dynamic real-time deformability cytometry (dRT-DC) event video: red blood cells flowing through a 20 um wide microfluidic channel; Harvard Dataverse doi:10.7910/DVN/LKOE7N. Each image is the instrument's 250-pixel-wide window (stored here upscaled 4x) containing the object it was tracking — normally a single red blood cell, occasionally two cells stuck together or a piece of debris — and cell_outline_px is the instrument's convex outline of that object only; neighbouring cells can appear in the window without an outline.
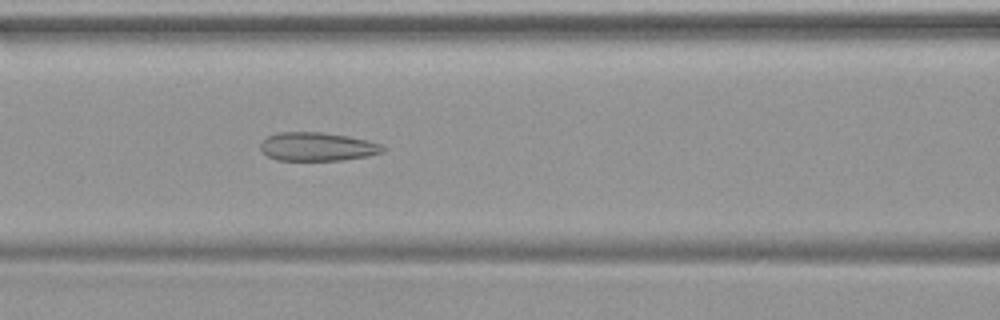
{"species": "common noctule bat (a hibernating species)", "species_latin": "Nyctalus noctula", "temperature_condition": "warm", "stored_images_in_passage": 33, "camera_frame_rate_fps": 3000, "um_per_image_px": 0.085, "animal": {"sex": "female", "body_mass_g": 19.9}, "frame": {"image": 1, "passage_image": 6, "time_ms": 1.667, "image_size_px": [1000, 320], "cell_outline_px": [[388, 148], [384, 152], [368, 156], [340, 160], [276, 160], [268, 156], [260, 148], [260, 144], [268, 136], [276, 132], [320, 132], [348, 136], [368, 140], [384, 144]], "centroid_in_image_um": [27.03, 12.46], "position_along_channel_um": 139.6, "area_um2": 20.52}}
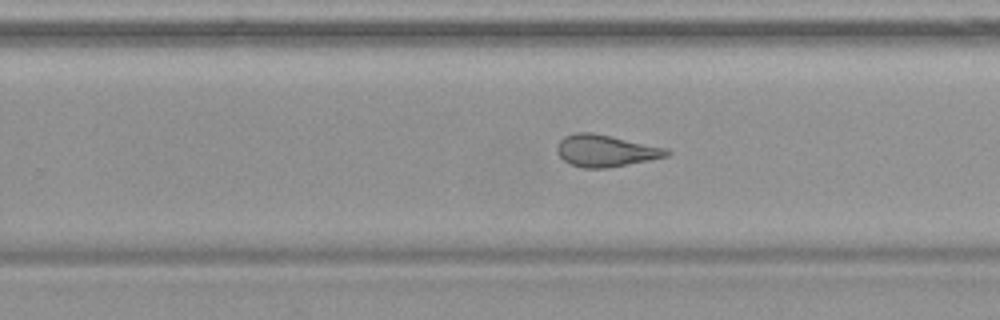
{"frame": {"image": 2, "passage_image": 16, "time_ms": 5.0, "image_size_px": [1000, 320], "cell_outline_px": [[672, 152], [668, 156], [648, 160], [604, 168], [584, 168], [572, 164], [564, 160], [556, 152], [556, 144], [564, 136], [572, 132], [592, 132], [612, 136], [668, 148]], "centroid_in_image_um": [51.46, 12.79], "position_along_channel_um": 278.3, "area_um2": 20.4}}
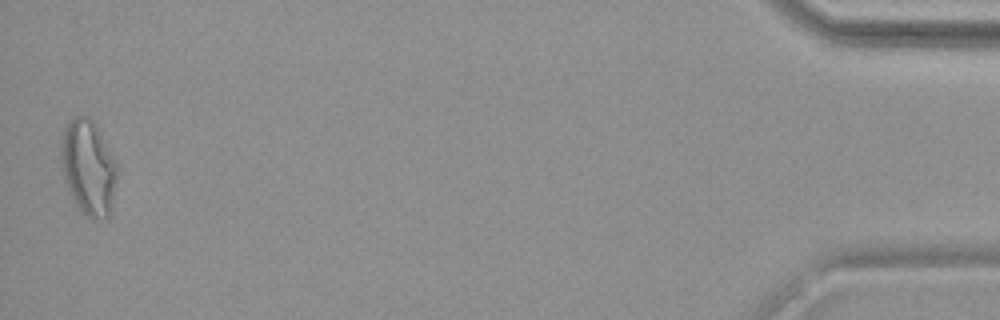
{"frame": {"image": 3, "passage_image": 33, "time_ms": 10.667, "image_size_px": [1000, 320], "cell_outline_px": [[116, 180], [112, 200], [108, 216], [88, 216], [76, 204], [64, 180], [60, 156], [60, 144], [64, 128], [76, 116], [88, 116], [96, 124], [116, 160]], "centroid_in_image_um": [7.49, 14.15], "position_along_channel_um": 427.7, "area_um2": 30.4}}